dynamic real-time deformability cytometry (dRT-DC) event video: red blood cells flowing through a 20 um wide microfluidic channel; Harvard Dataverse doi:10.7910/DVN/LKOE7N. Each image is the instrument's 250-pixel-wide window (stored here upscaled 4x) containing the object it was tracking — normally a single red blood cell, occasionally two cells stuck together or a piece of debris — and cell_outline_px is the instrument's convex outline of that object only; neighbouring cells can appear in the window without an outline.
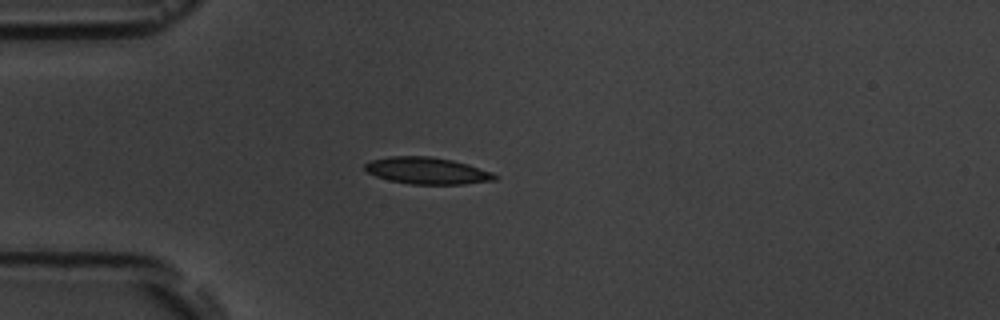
{"species": "common noctule bat (a hibernating species)", "species_latin": "Nyctalus noctula", "temperature_condition": "room temperature", "stored_images_in_passage": 3, "camera_frame_rate_fps": 3000, "um_per_image_px": 0.085, "animal": {"sex": "male", "body_mass_g": 19.5, "forearm_length_mm": 54.6}, "frame": {"image": 1, "passage_image": 3, "time_ms": 2.333, "image_size_px": [1000, 320], "cell_outline_px": [[500, 176], [496, 180], [464, 184], [412, 184], [388, 180], [376, 176], [368, 172], [364, 168], [364, 164], [372, 160], [388, 156], [432, 156], [452, 160], [468, 164], [492, 172]], "centroid_in_image_um": [36.33, 14.51], "position_along_channel_um": 48.7, "area_um2": 20.35}}